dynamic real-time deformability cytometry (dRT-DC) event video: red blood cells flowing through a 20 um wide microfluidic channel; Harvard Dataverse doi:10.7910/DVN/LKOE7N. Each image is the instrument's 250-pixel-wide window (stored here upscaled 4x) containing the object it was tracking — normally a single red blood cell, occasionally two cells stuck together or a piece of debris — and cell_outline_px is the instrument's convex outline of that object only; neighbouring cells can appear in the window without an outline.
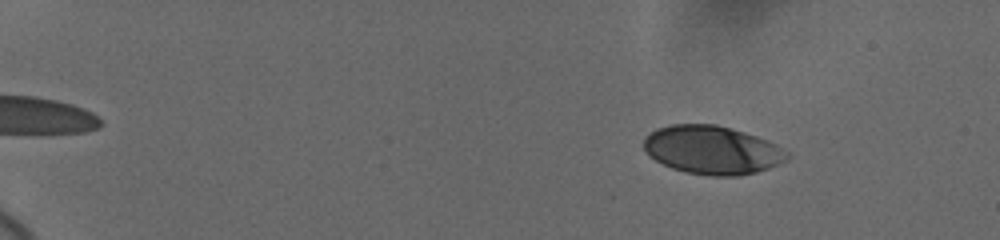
{"species": "human", "species_latin": "Homo sapiens", "temperature_condition": "cold", "stored_images_in_passage": 53, "camera_frame_rate_fps": 3000, "um_per_image_px": 0.085, "donor": {"sex": "female"}, "frame": {"image": 1, "passage_image": 4, "time_ms": 1.0, "image_size_px": [1000, 240], "cell_outline_px": [[788, 156], [780, 164], [756, 172], [736, 176], [708, 176], [684, 172], [672, 168], [648, 156], [644, 148], [644, 136], [656, 128], [672, 124], [716, 124], [744, 132], [768, 140], [776, 144], [788, 152]], "centroid_in_image_um": [60.51, 12.75], "position_along_channel_um": 24.5, "area_um2": 40.58}}
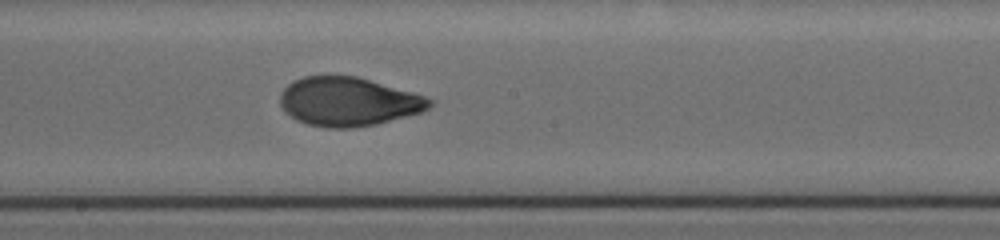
{"frame": {"image": 2, "passage_image": 30, "time_ms": 10.0, "image_size_px": [1000, 240], "cell_outline_px": [[436, 100], [428, 108], [420, 112], [376, 124], [352, 128], [328, 128], [308, 124], [296, 120], [280, 104], [280, 92], [288, 84], [304, 76], [356, 76], [428, 96]], "centroid_in_image_um": [29.64, 8.64], "position_along_channel_um": 218.6, "area_um2": 42.37}}
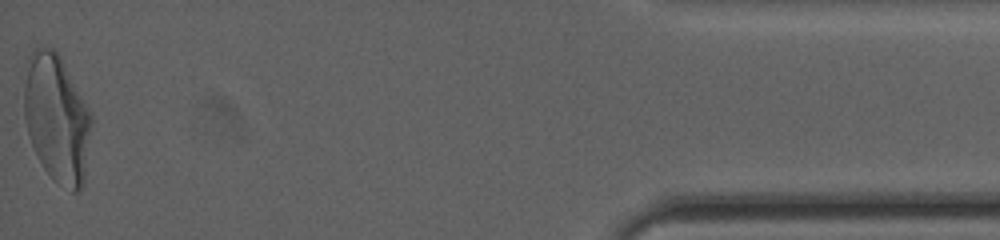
{"frame": {"image": 3, "passage_image": 53, "time_ms": 17.667, "image_size_px": [1000, 240], "cell_outline_px": [[92, 124], [84, 180], [80, 192], [72, 192], [52, 180], [36, 156], [28, 132], [24, 116], [24, 84], [28, 56], [32, 48], [52, 48], [60, 56], [88, 108], [92, 116]], "centroid_in_image_um": [4.82, 10.1], "position_along_channel_um": 430.4, "area_um2": 50.17}, "authors_computed_cell_mechanics": {"area_um2": 42.3674, "velocity_mm_per_s": 3.6646, "shape_relaxation_time_tau1_ms": 4.8185, "shape_relaxation_time_tau2_ms": 1.0271, "deformation_change_tau1": 0.1884, "deformation_change_tau2": 0.0518}}